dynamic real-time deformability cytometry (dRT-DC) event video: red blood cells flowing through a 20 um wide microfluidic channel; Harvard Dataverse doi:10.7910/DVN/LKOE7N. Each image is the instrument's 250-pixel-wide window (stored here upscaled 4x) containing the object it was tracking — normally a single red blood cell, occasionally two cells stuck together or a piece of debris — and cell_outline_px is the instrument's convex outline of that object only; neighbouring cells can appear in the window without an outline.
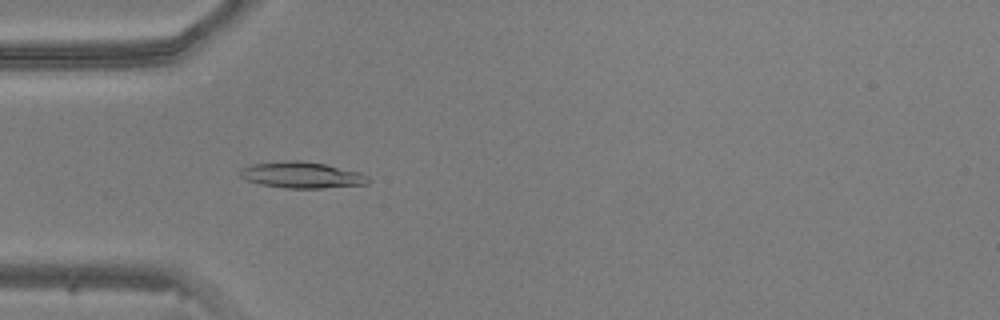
{"species": "common noctule bat (a hibernating species)", "species_latin": "Nyctalus noctula", "temperature_condition": "warm", "stored_images_in_passage": 13, "camera_frame_rate_fps": 3000, "um_per_image_px": 0.085, "animal": {"sex": "male", "body_mass_g": 20.5, "forearm_length_mm": 52.5}, "frame": {"image": 1, "passage_image": 6, "time_ms": 1.667, "image_size_px": [1000, 320], "cell_outline_px": [[372, 180], [368, 184], [320, 188], [284, 188], [260, 184], [248, 180], [240, 176], [240, 172], [244, 168], [252, 164], [284, 160], [300, 160], [324, 164], [360, 172], [368, 176]], "centroid_in_image_um": [25.69, 14.87], "position_along_channel_um": 59.3, "area_um2": 19.54}}
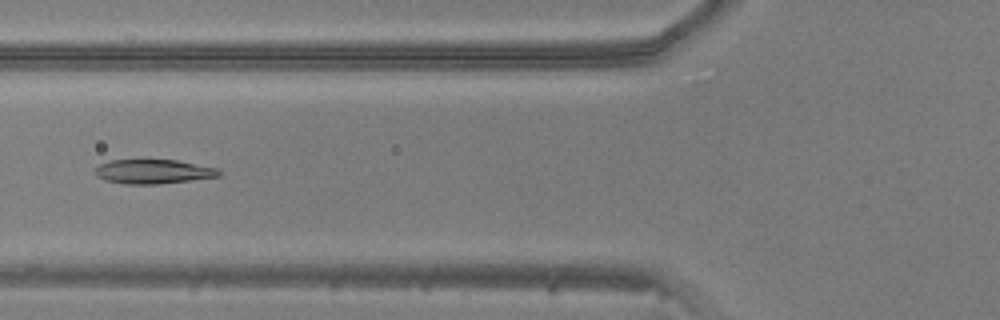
{"frame": {"image": 2, "passage_image": 10, "time_ms": 3.0, "image_size_px": [1000, 320], "cell_outline_px": [[220, 176], [160, 184], [124, 184], [104, 180], [96, 176], [96, 168], [100, 164], [112, 160], [176, 160], [220, 168]], "centroid_in_image_um": [13.05, 14.59], "position_along_channel_um": 112.8, "area_um2": 17.51}}